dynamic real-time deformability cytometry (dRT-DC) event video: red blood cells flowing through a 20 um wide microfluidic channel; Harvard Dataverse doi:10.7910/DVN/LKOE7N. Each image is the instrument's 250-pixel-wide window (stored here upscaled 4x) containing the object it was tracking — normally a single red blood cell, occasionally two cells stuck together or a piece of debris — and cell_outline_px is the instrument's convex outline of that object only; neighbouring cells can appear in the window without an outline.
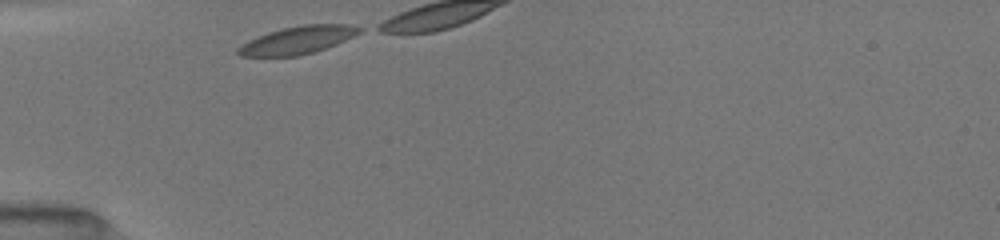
{"species": "common noctule bat (a hibernating species)", "species_latin": "Nyctalus noctula", "temperature_condition": "room temperature", "stored_images_in_passage": 7, "camera_frame_rate_fps": 3000, "um_per_image_px": 0.085, "animal": {"sex": "female", "body_mass_g": 19.5, "forearm_length_mm": 54.1}, "frame": {"image": 1, "passage_image": 1, "time_ms": 0.0, "image_size_px": [1000, 240], "cell_outline_px": [[364, 28], [360, 32], [336, 44], [316, 52], [296, 56], [240, 56], [236, 52], [236, 48], [248, 40], [268, 32], [284, 28], [304, 24], [348, 24]], "centroid_in_image_um": [25.29, 3.41], "position_along_channel_um": 59.7, "area_um2": 19.54}}
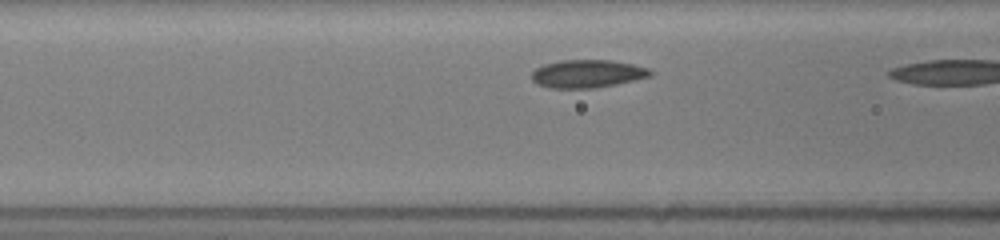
{"frame": {"image": 2, "passage_image": 6, "time_ms": 1.667, "image_size_px": [1000, 240], "cell_outline_px": [[652, 76], [616, 84], [592, 88], [548, 88], [536, 84], [532, 80], [532, 72], [536, 68], [544, 64], [560, 60], [612, 60], [632, 64], [648, 68], [652, 72]], "centroid_in_image_um": [49.9, 6.27], "position_along_channel_um": 116.7, "area_um2": 19.36}}